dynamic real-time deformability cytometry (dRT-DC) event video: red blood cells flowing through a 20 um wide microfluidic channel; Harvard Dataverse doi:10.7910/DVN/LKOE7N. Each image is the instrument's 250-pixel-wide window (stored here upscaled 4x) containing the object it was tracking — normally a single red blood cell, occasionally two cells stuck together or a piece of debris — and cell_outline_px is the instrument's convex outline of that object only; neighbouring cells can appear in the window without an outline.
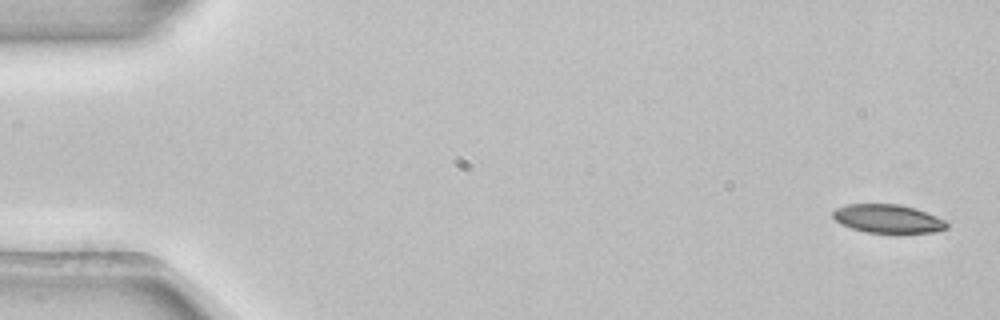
{"species": "common noctule bat (a hibernating species)", "species_latin": "Nyctalus noctula", "temperature_condition": "room temperature", "stored_images_in_passage": 4, "camera_frame_rate_fps": 3000, "um_per_image_px": 0.085, "animal": {"sex": "female", "body_mass_g": 22.7, "forearm_length_mm": 54.2}, "frame": {"image": 1, "passage_image": 1, "time_ms": 0.0, "image_size_px": [1000, 320], "cell_outline_px": [[948, 228], [936, 232], [864, 232], [840, 224], [832, 216], [832, 212], [836, 208], [848, 204], [900, 204], [916, 208], [936, 216], [944, 220], [948, 224]], "centroid_in_image_um": [75.46, 18.58], "position_along_channel_um": 9.5, "area_um2": 18.84}}
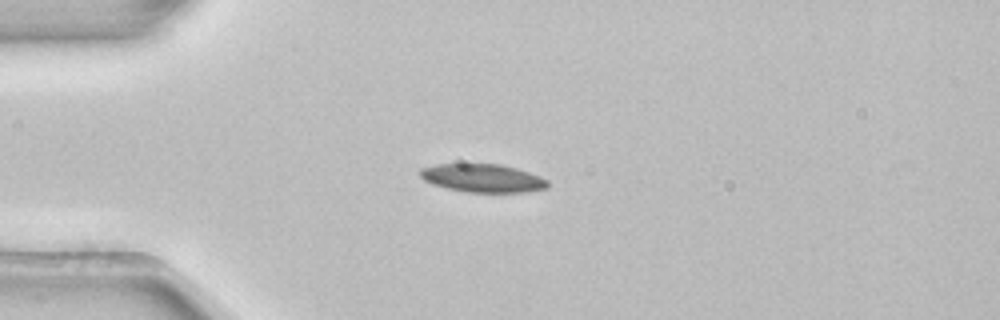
{"frame": {"image": 2, "passage_image": 3, "time_ms": 0.667, "image_size_px": [1000, 320], "cell_outline_px": [[548, 188], [524, 192], [468, 192], [448, 188], [432, 184], [424, 180], [420, 176], [420, 168], [436, 164], [500, 164], [516, 168], [540, 176], [548, 180]], "centroid_in_image_um": [41.03, 15.14], "position_along_channel_um": 44.0, "area_um2": 20.92}}